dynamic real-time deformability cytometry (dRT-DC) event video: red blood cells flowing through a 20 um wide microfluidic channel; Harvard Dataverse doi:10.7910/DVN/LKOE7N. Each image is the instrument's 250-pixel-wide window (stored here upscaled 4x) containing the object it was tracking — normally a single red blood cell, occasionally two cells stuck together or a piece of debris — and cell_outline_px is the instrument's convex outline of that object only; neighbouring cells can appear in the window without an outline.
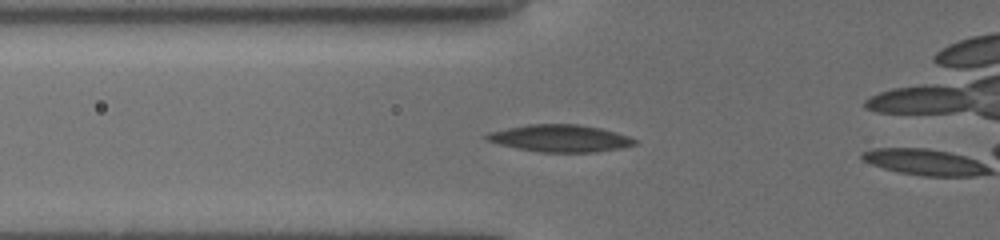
{"species": "common noctule bat (a hibernating species)", "species_latin": "Nyctalus noctula", "temperature_condition": "cold", "stored_images_in_passage": 6, "camera_frame_rate_fps": 3000, "um_per_image_px": 0.085, "animal": {"sex": "female", "body_mass_g": 19.5, "forearm_length_mm": 54.1}, "frame": {"image": 1, "passage_image": 4, "time_ms": 1.0, "image_size_px": [1000, 240], "cell_outline_px": [[636, 144], [620, 148], [596, 152], [540, 152], [516, 148], [484, 140], [484, 136], [488, 132], [528, 124], [576, 124], [600, 128], [616, 132], [628, 136], [636, 140]], "centroid_in_image_um": [47.58, 11.75], "position_along_channel_um": 78.2, "area_um2": 23.35}}